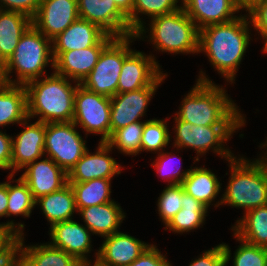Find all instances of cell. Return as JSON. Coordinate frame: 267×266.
<instances>
[{
  "label": "cell",
  "mask_w": 267,
  "mask_h": 266,
  "mask_svg": "<svg viewBox=\"0 0 267 266\" xmlns=\"http://www.w3.org/2000/svg\"><path fill=\"white\" fill-rule=\"evenodd\" d=\"M199 30L198 54L207 56L211 66L226 82L234 84L236 73L251 41L248 14Z\"/></svg>",
  "instance_id": "obj_1"
},
{
  "label": "cell",
  "mask_w": 267,
  "mask_h": 266,
  "mask_svg": "<svg viewBox=\"0 0 267 266\" xmlns=\"http://www.w3.org/2000/svg\"><path fill=\"white\" fill-rule=\"evenodd\" d=\"M199 73L175 115L194 125H246V116L228 96L227 90L210 80L202 69Z\"/></svg>",
  "instance_id": "obj_2"
},
{
  "label": "cell",
  "mask_w": 267,
  "mask_h": 266,
  "mask_svg": "<svg viewBox=\"0 0 267 266\" xmlns=\"http://www.w3.org/2000/svg\"><path fill=\"white\" fill-rule=\"evenodd\" d=\"M64 76L46 75L26 83L28 118L43 123L71 122L78 84ZM74 82V86L72 85Z\"/></svg>",
  "instance_id": "obj_3"
},
{
  "label": "cell",
  "mask_w": 267,
  "mask_h": 266,
  "mask_svg": "<svg viewBox=\"0 0 267 266\" xmlns=\"http://www.w3.org/2000/svg\"><path fill=\"white\" fill-rule=\"evenodd\" d=\"M238 156L228 160L231 171L221 205L241 208L245 213L267 205V160L262 154L253 160Z\"/></svg>",
  "instance_id": "obj_4"
},
{
  "label": "cell",
  "mask_w": 267,
  "mask_h": 266,
  "mask_svg": "<svg viewBox=\"0 0 267 266\" xmlns=\"http://www.w3.org/2000/svg\"><path fill=\"white\" fill-rule=\"evenodd\" d=\"M149 22V28L144 25L135 33L137 40L144 41V38H149L147 41L154 45L155 51L159 52L183 55L198 54L199 29L183 7L174 12L154 17Z\"/></svg>",
  "instance_id": "obj_5"
},
{
  "label": "cell",
  "mask_w": 267,
  "mask_h": 266,
  "mask_svg": "<svg viewBox=\"0 0 267 266\" xmlns=\"http://www.w3.org/2000/svg\"><path fill=\"white\" fill-rule=\"evenodd\" d=\"M50 64L54 69L52 41L42 34L33 24L22 35L13 54L7 60L5 82L25 85L47 75L45 70ZM16 74L12 79L11 73Z\"/></svg>",
  "instance_id": "obj_6"
},
{
  "label": "cell",
  "mask_w": 267,
  "mask_h": 266,
  "mask_svg": "<svg viewBox=\"0 0 267 266\" xmlns=\"http://www.w3.org/2000/svg\"><path fill=\"white\" fill-rule=\"evenodd\" d=\"M173 117L175 126L172 129H174L175 138L172 147L176 148L178 153L179 150L185 148L193 149L198 155L193 158L194 163L198 162L200 156L206 155L209 150L226 161L234 157L232 151L224 146H227L226 143L233 137V134L245 125L202 126L180 120L176 115Z\"/></svg>",
  "instance_id": "obj_7"
},
{
  "label": "cell",
  "mask_w": 267,
  "mask_h": 266,
  "mask_svg": "<svg viewBox=\"0 0 267 266\" xmlns=\"http://www.w3.org/2000/svg\"><path fill=\"white\" fill-rule=\"evenodd\" d=\"M136 39L135 34L115 37L102 50L97 64L81 85L103 96L110 98L115 96L123 61L134 50L130 45Z\"/></svg>",
  "instance_id": "obj_8"
},
{
  "label": "cell",
  "mask_w": 267,
  "mask_h": 266,
  "mask_svg": "<svg viewBox=\"0 0 267 266\" xmlns=\"http://www.w3.org/2000/svg\"><path fill=\"white\" fill-rule=\"evenodd\" d=\"M111 98L97 94L78 84L74 96V117L72 122L88 134L100 135V142L111 137Z\"/></svg>",
  "instance_id": "obj_9"
},
{
  "label": "cell",
  "mask_w": 267,
  "mask_h": 266,
  "mask_svg": "<svg viewBox=\"0 0 267 266\" xmlns=\"http://www.w3.org/2000/svg\"><path fill=\"white\" fill-rule=\"evenodd\" d=\"M76 128L72 121L46 123L44 153L67 174L88 149Z\"/></svg>",
  "instance_id": "obj_10"
},
{
  "label": "cell",
  "mask_w": 267,
  "mask_h": 266,
  "mask_svg": "<svg viewBox=\"0 0 267 266\" xmlns=\"http://www.w3.org/2000/svg\"><path fill=\"white\" fill-rule=\"evenodd\" d=\"M167 76L168 74L162 73L150 86L131 92L116 94L111 98V135L119 128L144 118L151 99Z\"/></svg>",
  "instance_id": "obj_11"
},
{
  "label": "cell",
  "mask_w": 267,
  "mask_h": 266,
  "mask_svg": "<svg viewBox=\"0 0 267 266\" xmlns=\"http://www.w3.org/2000/svg\"><path fill=\"white\" fill-rule=\"evenodd\" d=\"M27 118L20 125L25 127L16 136H12L11 172L16 174L26 165L45 156L46 123L35 121L30 123ZM14 137V138H13Z\"/></svg>",
  "instance_id": "obj_12"
},
{
  "label": "cell",
  "mask_w": 267,
  "mask_h": 266,
  "mask_svg": "<svg viewBox=\"0 0 267 266\" xmlns=\"http://www.w3.org/2000/svg\"><path fill=\"white\" fill-rule=\"evenodd\" d=\"M79 18L95 23L114 37L131 35L127 16L114 0H77Z\"/></svg>",
  "instance_id": "obj_13"
},
{
  "label": "cell",
  "mask_w": 267,
  "mask_h": 266,
  "mask_svg": "<svg viewBox=\"0 0 267 266\" xmlns=\"http://www.w3.org/2000/svg\"><path fill=\"white\" fill-rule=\"evenodd\" d=\"M154 56V54L147 55L144 52L133 50L124 59L117 94L150 86L164 72L161 71L162 66Z\"/></svg>",
  "instance_id": "obj_14"
},
{
  "label": "cell",
  "mask_w": 267,
  "mask_h": 266,
  "mask_svg": "<svg viewBox=\"0 0 267 266\" xmlns=\"http://www.w3.org/2000/svg\"><path fill=\"white\" fill-rule=\"evenodd\" d=\"M24 236L11 240L13 266H81L76 258L48 242L25 245Z\"/></svg>",
  "instance_id": "obj_15"
},
{
  "label": "cell",
  "mask_w": 267,
  "mask_h": 266,
  "mask_svg": "<svg viewBox=\"0 0 267 266\" xmlns=\"http://www.w3.org/2000/svg\"><path fill=\"white\" fill-rule=\"evenodd\" d=\"M112 150L107 142H99L93 153L87 149L68 173V182H85L96 178L113 179L115 175L121 174L124 166L110 156Z\"/></svg>",
  "instance_id": "obj_16"
},
{
  "label": "cell",
  "mask_w": 267,
  "mask_h": 266,
  "mask_svg": "<svg viewBox=\"0 0 267 266\" xmlns=\"http://www.w3.org/2000/svg\"><path fill=\"white\" fill-rule=\"evenodd\" d=\"M78 18L77 0H41L32 24L52 41Z\"/></svg>",
  "instance_id": "obj_17"
},
{
  "label": "cell",
  "mask_w": 267,
  "mask_h": 266,
  "mask_svg": "<svg viewBox=\"0 0 267 266\" xmlns=\"http://www.w3.org/2000/svg\"><path fill=\"white\" fill-rule=\"evenodd\" d=\"M51 241L48 243L64 250L80 263L88 262L92 252L91 231L76 220L63 221L49 227Z\"/></svg>",
  "instance_id": "obj_18"
},
{
  "label": "cell",
  "mask_w": 267,
  "mask_h": 266,
  "mask_svg": "<svg viewBox=\"0 0 267 266\" xmlns=\"http://www.w3.org/2000/svg\"><path fill=\"white\" fill-rule=\"evenodd\" d=\"M41 159L26 165L20 176L27 183L35 200L68 184V174L61 167L49 157Z\"/></svg>",
  "instance_id": "obj_19"
},
{
  "label": "cell",
  "mask_w": 267,
  "mask_h": 266,
  "mask_svg": "<svg viewBox=\"0 0 267 266\" xmlns=\"http://www.w3.org/2000/svg\"><path fill=\"white\" fill-rule=\"evenodd\" d=\"M114 38L95 23L78 18L52 40V52L107 46Z\"/></svg>",
  "instance_id": "obj_20"
},
{
  "label": "cell",
  "mask_w": 267,
  "mask_h": 266,
  "mask_svg": "<svg viewBox=\"0 0 267 266\" xmlns=\"http://www.w3.org/2000/svg\"><path fill=\"white\" fill-rule=\"evenodd\" d=\"M150 245L130 234L118 231L104 237L103 243L94 256L95 260L105 266H128Z\"/></svg>",
  "instance_id": "obj_21"
},
{
  "label": "cell",
  "mask_w": 267,
  "mask_h": 266,
  "mask_svg": "<svg viewBox=\"0 0 267 266\" xmlns=\"http://www.w3.org/2000/svg\"><path fill=\"white\" fill-rule=\"evenodd\" d=\"M106 46H91L65 52H52L54 72L81 84L97 64Z\"/></svg>",
  "instance_id": "obj_22"
},
{
  "label": "cell",
  "mask_w": 267,
  "mask_h": 266,
  "mask_svg": "<svg viewBox=\"0 0 267 266\" xmlns=\"http://www.w3.org/2000/svg\"><path fill=\"white\" fill-rule=\"evenodd\" d=\"M186 14L200 30L204 27L232 21L239 17L235 0H181Z\"/></svg>",
  "instance_id": "obj_23"
},
{
  "label": "cell",
  "mask_w": 267,
  "mask_h": 266,
  "mask_svg": "<svg viewBox=\"0 0 267 266\" xmlns=\"http://www.w3.org/2000/svg\"><path fill=\"white\" fill-rule=\"evenodd\" d=\"M77 213L81 215L84 226L93 236L95 234L103 238L120 231L118 229L126 217V213L116 201L81 208Z\"/></svg>",
  "instance_id": "obj_24"
},
{
  "label": "cell",
  "mask_w": 267,
  "mask_h": 266,
  "mask_svg": "<svg viewBox=\"0 0 267 266\" xmlns=\"http://www.w3.org/2000/svg\"><path fill=\"white\" fill-rule=\"evenodd\" d=\"M182 186L187 194L199 200L208 208L213 204L216 208L222 203V198H220V201H216L215 204V199L220 194L222 183H220L217 175L210 169L202 166H191L190 173L184 179Z\"/></svg>",
  "instance_id": "obj_25"
},
{
  "label": "cell",
  "mask_w": 267,
  "mask_h": 266,
  "mask_svg": "<svg viewBox=\"0 0 267 266\" xmlns=\"http://www.w3.org/2000/svg\"><path fill=\"white\" fill-rule=\"evenodd\" d=\"M27 118L25 86L0 82V127L20 125Z\"/></svg>",
  "instance_id": "obj_26"
},
{
  "label": "cell",
  "mask_w": 267,
  "mask_h": 266,
  "mask_svg": "<svg viewBox=\"0 0 267 266\" xmlns=\"http://www.w3.org/2000/svg\"><path fill=\"white\" fill-rule=\"evenodd\" d=\"M35 205L40 206L50 227L55 223L72 220L77 213L74 192L69 183L56 192L39 197Z\"/></svg>",
  "instance_id": "obj_27"
},
{
  "label": "cell",
  "mask_w": 267,
  "mask_h": 266,
  "mask_svg": "<svg viewBox=\"0 0 267 266\" xmlns=\"http://www.w3.org/2000/svg\"><path fill=\"white\" fill-rule=\"evenodd\" d=\"M231 230L243 241L267 248V205L243 213Z\"/></svg>",
  "instance_id": "obj_28"
},
{
  "label": "cell",
  "mask_w": 267,
  "mask_h": 266,
  "mask_svg": "<svg viewBox=\"0 0 267 266\" xmlns=\"http://www.w3.org/2000/svg\"><path fill=\"white\" fill-rule=\"evenodd\" d=\"M31 25L32 19L23 13L0 10V52L6 60Z\"/></svg>",
  "instance_id": "obj_29"
},
{
  "label": "cell",
  "mask_w": 267,
  "mask_h": 266,
  "mask_svg": "<svg viewBox=\"0 0 267 266\" xmlns=\"http://www.w3.org/2000/svg\"><path fill=\"white\" fill-rule=\"evenodd\" d=\"M208 207L186 192L183 194L182 209L165 226V231L183 234L205 225Z\"/></svg>",
  "instance_id": "obj_30"
},
{
  "label": "cell",
  "mask_w": 267,
  "mask_h": 266,
  "mask_svg": "<svg viewBox=\"0 0 267 266\" xmlns=\"http://www.w3.org/2000/svg\"><path fill=\"white\" fill-rule=\"evenodd\" d=\"M75 196L77 211L114 201L111 198V179L96 178L85 182H68Z\"/></svg>",
  "instance_id": "obj_31"
},
{
  "label": "cell",
  "mask_w": 267,
  "mask_h": 266,
  "mask_svg": "<svg viewBox=\"0 0 267 266\" xmlns=\"http://www.w3.org/2000/svg\"><path fill=\"white\" fill-rule=\"evenodd\" d=\"M15 174L8 175L7 178V194H8V206L7 217L23 216L29 218L31 216L33 208L36 207V200L33 198L31 191L28 188L27 183L19 177L13 179ZM12 180V181H11ZM14 184V182L16 184Z\"/></svg>",
  "instance_id": "obj_32"
},
{
  "label": "cell",
  "mask_w": 267,
  "mask_h": 266,
  "mask_svg": "<svg viewBox=\"0 0 267 266\" xmlns=\"http://www.w3.org/2000/svg\"><path fill=\"white\" fill-rule=\"evenodd\" d=\"M239 241L240 245L234 251L233 258L231 257V248L228 244L222 242L224 250L225 266L233 259V266H267V248L249 244L238 238L235 234L232 235Z\"/></svg>",
  "instance_id": "obj_33"
},
{
  "label": "cell",
  "mask_w": 267,
  "mask_h": 266,
  "mask_svg": "<svg viewBox=\"0 0 267 266\" xmlns=\"http://www.w3.org/2000/svg\"><path fill=\"white\" fill-rule=\"evenodd\" d=\"M180 0H134L132 9V35L139 31L144 25L145 21L142 15H147L149 20L174 12L182 7ZM141 17V18H140ZM145 23V24H144Z\"/></svg>",
  "instance_id": "obj_34"
},
{
  "label": "cell",
  "mask_w": 267,
  "mask_h": 266,
  "mask_svg": "<svg viewBox=\"0 0 267 266\" xmlns=\"http://www.w3.org/2000/svg\"><path fill=\"white\" fill-rule=\"evenodd\" d=\"M166 119H147L141 137V152L161 153L170 144L171 133Z\"/></svg>",
  "instance_id": "obj_35"
},
{
  "label": "cell",
  "mask_w": 267,
  "mask_h": 266,
  "mask_svg": "<svg viewBox=\"0 0 267 266\" xmlns=\"http://www.w3.org/2000/svg\"><path fill=\"white\" fill-rule=\"evenodd\" d=\"M145 121H137L116 130L107 141L119 153L136 156L141 153V137Z\"/></svg>",
  "instance_id": "obj_36"
},
{
  "label": "cell",
  "mask_w": 267,
  "mask_h": 266,
  "mask_svg": "<svg viewBox=\"0 0 267 266\" xmlns=\"http://www.w3.org/2000/svg\"><path fill=\"white\" fill-rule=\"evenodd\" d=\"M184 193L185 190L182 184H177L167 185L159 195L157 211L164 226L182 209Z\"/></svg>",
  "instance_id": "obj_37"
},
{
  "label": "cell",
  "mask_w": 267,
  "mask_h": 266,
  "mask_svg": "<svg viewBox=\"0 0 267 266\" xmlns=\"http://www.w3.org/2000/svg\"><path fill=\"white\" fill-rule=\"evenodd\" d=\"M156 155L157 157L154 159L151 165L157 171V174L164 178V181L168 182L167 185L182 184L184 179L190 173L191 167L189 169L182 170V165H178L177 167L174 166L176 164L175 161H177V156H175V153L172 155V152L162 151ZM174 157L175 159H173Z\"/></svg>",
  "instance_id": "obj_38"
},
{
  "label": "cell",
  "mask_w": 267,
  "mask_h": 266,
  "mask_svg": "<svg viewBox=\"0 0 267 266\" xmlns=\"http://www.w3.org/2000/svg\"><path fill=\"white\" fill-rule=\"evenodd\" d=\"M155 244H151L135 261L128 266H172Z\"/></svg>",
  "instance_id": "obj_39"
},
{
  "label": "cell",
  "mask_w": 267,
  "mask_h": 266,
  "mask_svg": "<svg viewBox=\"0 0 267 266\" xmlns=\"http://www.w3.org/2000/svg\"><path fill=\"white\" fill-rule=\"evenodd\" d=\"M40 4L41 0H0V10L23 13L33 19Z\"/></svg>",
  "instance_id": "obj_40"
},
{
  "label": "cell",
  "mask_w": 267,
  "mask_h": 266,
  "mask_svg": "<svg viewBox=\"0 0 267 266\" xmlns=\"http://www.w3.org/2000/svg\"><path fill=\"white\" fill-rule=\"evenodd\" d=\"M202 253L191 261L189 266H225L222 243Z\"/></svg>",
  "instance_id": "obj_41"
},
{
  "label": "cell",
  "mask_w": 267,
  "mask_h": 266,
  "mask_svg": "<svg viewBox=\"0 0 267 266\" xmlns=\"http://www.w3.org/2000/svg\"><path fill=\"white\" fill-rule=\"evenodd\" d=\"M251 21L252 27L256 30L263 43L267 42V0L258 4L252 11L247 13Z\"/></svg>",
  "instance_id": "obj_42"
},
{
  "label": "cell",
  "mask_w": 267,
  "mask_h": 266,
  "mask_svg": "<svg viewBox=\"0 0 267 266\" xmlns=\"http://www.w3.org/2000/svg\"><path fill=\"white\" fill-rule=\"evenodd\" d=\"M12 136L0 130V169L11 171Z\"/></svg>",
  "instance_id": "obj_43"
},
{
  "label": "cell",
  "mask_w": 267,
  "mask_h": 266,
  "mask_svg": "<svg viewBox=\"0 0 267 266\" xmlns=\"http://www.w3.org/2000/svg\"><path fill=\"white\" fill-rule=\"evenodd\" d=\"M24 223H15L14 220L0 223V232H4L8 237L14 239L24 235Z\"/></svg>",
  "instance_id": "obj_44"
},
{
  "label": "cell",
  "mask_w": 267,
  "mask_h": 266,
  "mask_svg": "<svg viewBox=\"0 0 267 266\" xmlns=\"http://www.w3.org/2000/svg\"><path fill=\"white\" fill-rule=\"evenodd\" d=\"M115 5L127 16L132 35V9L134 0H114Z\"/></svg>",
  "instance_id": "obj_45"
},
{
  "label": "cell",
  "mask_w": 267,
  "mask_h": 266,
  "mask_svg": "<svg viewBox=\"0 0 267 266\" xmlns=\"http://www.w3.org/2000/svg\"><path fill=\"white\" fill-rule=\"evenodd\" d=\"M8 194H7V181L0 182V217L7 218Z\"/></svg>",
  "instance_id": "obj_46"
},
{
  "label": "cell",
  "mask_w": 267,
  "mask_h": 266,
  "mask_svg": "<svg viewBox=\"0 0 267 266\" xmlns=\"http://www.w3.org/2000/svg\"><path fill=\"white\" fill-rule=\"evenodd\" d=\"M265 0H235L238 10L249 13L252 11L258 4L263 3Z\"/></svg>",
  "instance_id": "obj_47"
},
{
  "label": "cell",
  "mask_w": 267,
  "mask_h": 266,
  "mask_svg": "<svg viewBox=\"0 0 267 266\" xmlns=\"http://www.w3.org/2000/svg\"><path fill=\"white\" fill-rule=\"evenodd\" d=\"M0 266H13V253L10 246L0 255Z\"/></svg>",
  "instance_id": "obj_48"
},
{
  "label": "cell",
  "mask_w": 267,
  "mask_h": 266,
  "mask_svg": "<svg viewBox=\"0 0 267 266\" xmlns=\"http://www.w3.org/2000/svg\"><path fill=\"white\" fill-rule=\"evenodd\" d=\"M11 240L4 232H0V255L10 246Z\"/></svg>",
  "instance_id": "obj_49"
},
{
  "label": "cell",
  "mask_w": 267,
  "mask_h": 266,
  "mask_svg": "<svg viewBox=\"0 0 267 266\" xmlns=\"http://www.w3.org/2000/svg\"><path fill=\"white\" fill-rule=\"evenodd\" d=\"M7 60L0 52V82H5Z\"/></svg>",
  "instance_id": "obj_50"
},
{
  "label": "cell",
  "mask_w": 267,
  "mask_h": 266,
  "mask_svg": "<svg viewBox=\"0 0 267 266\" xmlns=\"http://www.w3.org/2000/svg\"><path fill=\"white\" fill-rule=\"evenodd\" d=\"M81 266H105L103 264H101L97 259L93 261L92 260L88 261V262H84L81 263Z\"/></svg>",
  "instance_id": "obj_51"
},
{
  "label": "cell",
  "mask_w": 267,
  "mask_h": 266,
  "mask_svg": "<svg viewBox=\"0 0 267 266\" xmlns=\"http://www.w3.org/2000/svg\"><path fill=\"white\" fill-rule=\"evenodd\" d=\"M259 147H261L260 149H263V148L266 149V152L263 151L264 155H262V156L267 160V137H266L265 143L263 142L262 144H260Z\"/></svg>",
  "instance_id": "obj_52"
},
{
  "label": "cell",
  "mask_w": 267,
  "mask_h": 266,
  "mask_svg": "<svg viewBox=\"0 0 267 266\" xmlns=\"http://www.w3.org/2000/svg\"><path fill=\"white\" fill-rule=\"evenodd\" d=\"M262 52H264L265 54H267V42L264 44V46H262Z\"/></svg>",
  "instance_id": "obj_53"
}]
</instances>
